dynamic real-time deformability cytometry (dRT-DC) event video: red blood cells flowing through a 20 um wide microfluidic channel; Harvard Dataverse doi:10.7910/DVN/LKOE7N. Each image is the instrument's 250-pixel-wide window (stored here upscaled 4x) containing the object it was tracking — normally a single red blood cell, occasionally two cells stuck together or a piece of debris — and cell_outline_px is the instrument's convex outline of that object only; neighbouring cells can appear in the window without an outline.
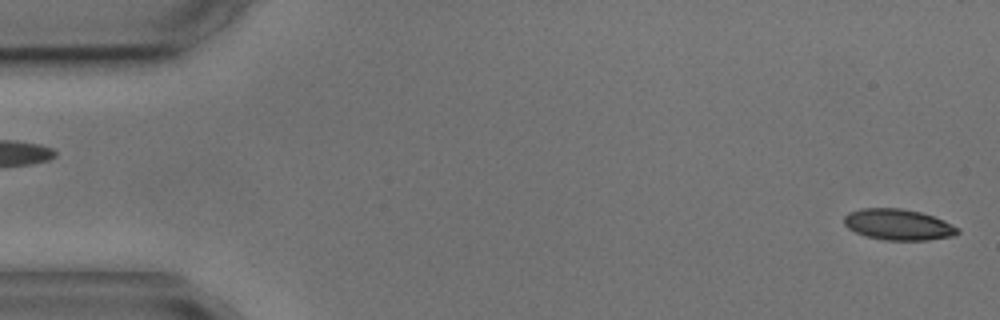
{"species": "common noctule bat (a hibernating species)", "species_latin": "Nyctalus noctula", "temperature_condition": "cold", "stored_images_in_passage": 5, "segment_of_instrument_passage": [2, 2], "camera_frame_rate_fps": 3000, "um_per_image_px": 0.085, "animal": {"sex": "male", "body_mass_g": 17.9, "forearm_length_mm": 54.2}, "frame": {"image": 1, "passage_image": 5, "time_ms": 4.667, "image_size_px": [1000, 320], "cell_outline_px": [[960, 232], [956, 236], [928, 240], [888, 240], [868, 236], [856, 232], [848, 228], [844, 224], [844, 216], [848, 212], [864, 208], [900, 208], [920, 212], [944, 220], [960, 228]], "centroid_in_image_um": [76.39, 19.09], "position_along_channel_um": 8.6, "area_um2": 20.52}}